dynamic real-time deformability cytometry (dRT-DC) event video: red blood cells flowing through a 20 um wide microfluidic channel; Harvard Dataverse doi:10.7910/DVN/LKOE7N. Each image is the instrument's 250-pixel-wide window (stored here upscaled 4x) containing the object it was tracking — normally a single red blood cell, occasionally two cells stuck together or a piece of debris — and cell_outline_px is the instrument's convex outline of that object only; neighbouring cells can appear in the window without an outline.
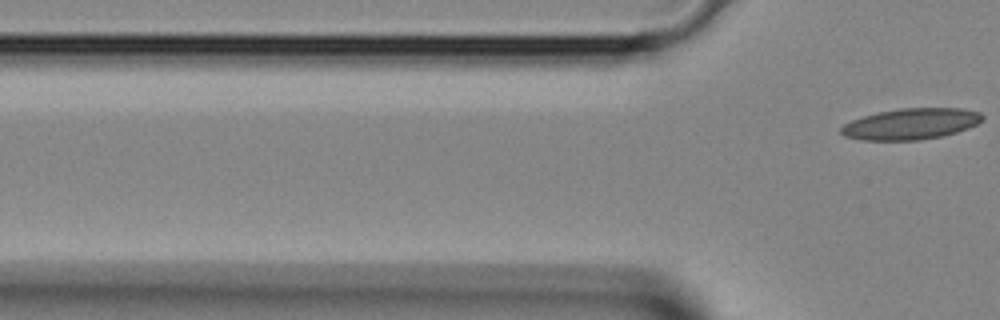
{"species": "Egyptian fruit bat (a non-hibernating species)", "species_latin": "Rousettus aegyptiacus", "temperature_condition": "room temperature", "stored_images_in_passage": 5, "camera_frame_rate_fps": 3000, "um_per_image_px": 0.085, "animal": {"sex": "female"}, "frame": {"image": 1, "passage_image": 5, "time_ms": 1.333, "image_size_px": [1000, 320], "cell_outline_px": [[984, 120], [968, 128], [956, 132], [940, 136], [920, 140], [860, 140], [844, 136], [840, 132], [840, 128], [844, 124], [852, 120], [864, 116], [880, 112], [900, 108], [960, 108], [980, 112], [984, 116]], "centroid_in_image_um": [77.43, 10.53], "position_along_channel_um": 48.4, "area_um2": 25.55}}